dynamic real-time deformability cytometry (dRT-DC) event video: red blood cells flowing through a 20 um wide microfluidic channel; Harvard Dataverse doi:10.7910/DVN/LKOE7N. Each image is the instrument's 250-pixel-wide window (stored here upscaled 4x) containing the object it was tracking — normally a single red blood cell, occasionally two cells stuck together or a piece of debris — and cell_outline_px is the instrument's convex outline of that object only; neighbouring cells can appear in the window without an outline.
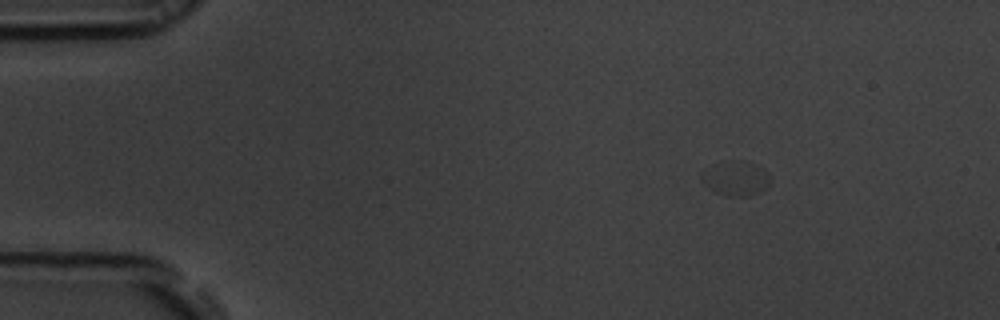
{"species": "common noctule bat (a hibernating species)", "species_latin": "Nyctalus noctula", "temperature_condition": "room temperature", "stored_images_in_passage": 43, "camera_frame_rate_fps": 3000, "um_per_image_px": 0.085, "animal": {"sex": "male", "body_mass_g": 19.5, "forearm_length_mm": 54.6}, "frame": {"image": 1, "passage_image": 1, "time_ms": 0.0, "image_size_px": [1000, 320], "cell_outline_px": [[772, 180], [768, 188], [760, 192], [748, 196], [728, 196], [716, 192], [704, 184], [700, 180], [700, 176], [712, 164], [756, 164], [764, 168], [768, 172]], "centroid_in_image_um": [62.6, 15.23], "position_along_channel_um": 22.4, "area_um2": 13.35}}
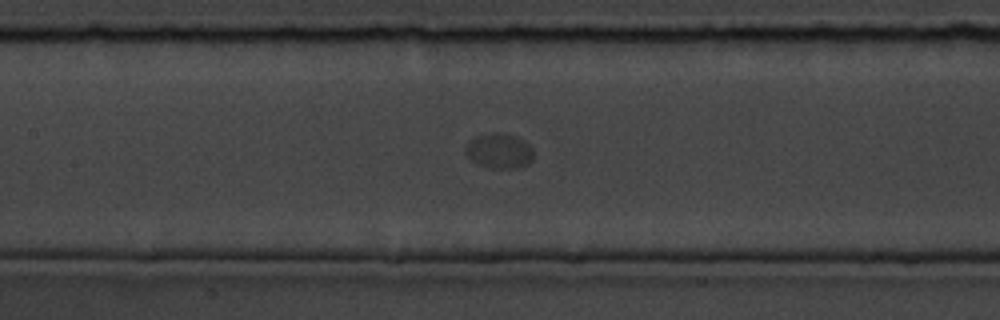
{"frame": {"image": 2, "passage_image": 19, "time_ms": 6.0, "image_size_px": [1000, 320], "cell_outline_px": [[532, 160], [516, 168], [492, 168], [480, 164], [472, 160], [464, 152], [468, 140], [476, 136], [488, 132], [504, 132], [516, 136], [524, 140], [532, 148]], "centroid_in_image_um": [42.4, 12.78], "position_along_channel_um": 165.0, "area_um2": 13.87}}
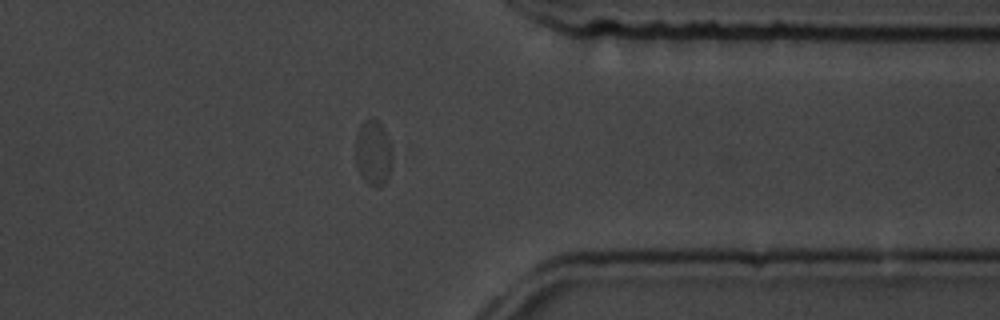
{"frame": {"image": 3, "passage_image": 37, "time_ms": 12.0, "image_size_px": [1000, 320], "cell_outline_px": [[392, 168], [384, 184], [376, 188], [368, 184], [364, 180], [356, 164], [356, 132], [360, 124], [368, 120], [376, 120], [384, 128], [388, 140], [392, 156]], "centroid_in_image_um": [31.73, 13.02], "position_along_channel_um": 379.7, "area_um2": 13.87}}